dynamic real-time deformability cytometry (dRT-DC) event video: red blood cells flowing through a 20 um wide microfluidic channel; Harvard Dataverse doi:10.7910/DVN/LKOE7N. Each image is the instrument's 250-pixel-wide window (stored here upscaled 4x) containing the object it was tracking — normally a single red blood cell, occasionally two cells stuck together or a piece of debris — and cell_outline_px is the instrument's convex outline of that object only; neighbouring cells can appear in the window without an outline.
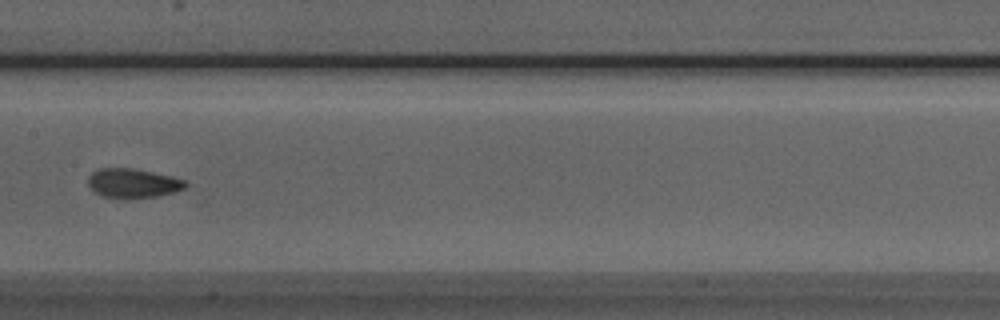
{"species": "Egyptian fruit bat (a non-hibernating species)", "species_latin": "Rousettus aegyptiacus", "temperature_condition": "room temperature", "stored_images_in_passage": 6, "camera_frame_rate_fps": 3000, "um_per_image_px": 0.085, "animal": {"sex": "male"}, "frame": {"image": 1, "passage_image": 6, "time_ms": 6.667, "image_size_px": [1000, 320], "cell_outline_px": [[188, 184], [184, 188], [176, 192], [160, 196], [128, 200], [120, 200], [100, 196], [88, 184], [88, 176], [96, 168], [132, 168], [172, 176], [184, 180]], "centroid_in_image_um": [11.29, 15.6], "position_along_channel_um": 196.1, "area_um2": 17.17}}